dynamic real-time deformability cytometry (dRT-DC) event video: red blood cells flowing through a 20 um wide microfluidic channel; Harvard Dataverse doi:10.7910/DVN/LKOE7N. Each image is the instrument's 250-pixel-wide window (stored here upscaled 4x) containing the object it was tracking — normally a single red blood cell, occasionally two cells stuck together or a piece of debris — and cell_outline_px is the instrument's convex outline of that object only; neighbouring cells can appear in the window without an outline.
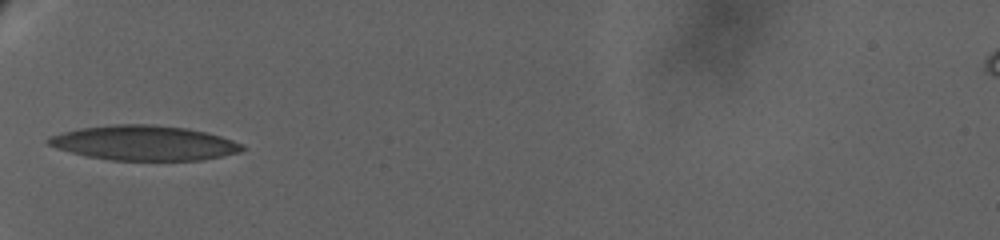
{"species": "human", "species_latin": "Homo sapiens", "temperature_condition": "warm", "stored_images_in_passage": 87, "camera_frame_rate_fps": 3000, "um_per_image_px": 0.085, "donor": {"sex": "female"}, "frame": {"image": 1, "passage_image": 1, "time_ms": 0.0, "image_size_px": [1000, 240], "cell_outline_px": [[244, 148], [240, 152], [200, 160], [112, 160], [88, 156], [56, 148], [48, 144], [44, 140], [48, 136], [80, 128], [116, 124], [156, 124], [188, 128], [220, 136], [244, 144]], "centroid_in_image_um": [12.24, 12.14], "position_along_channel_um": 72.8, "area_um2": 39.19}}
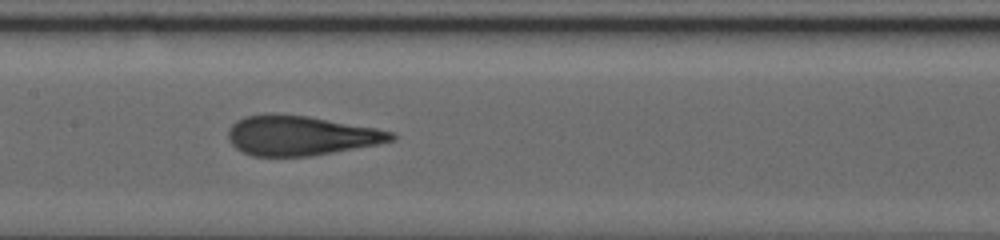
{"frame": {"image": 2, "passage_image": 26, "time_ms": 4.333, "image_size_px": [1000, 240], "cell_outline_px": [[396, 140], [376, 144], [332, 152], [308, 156], [252, 156], [236, 148], [228, 140], [228, 128], [236, 120], [248, 116], [264, 112], [272, 112], [308, 116], [376, 128], [392, 132], [396, 136]], "centroid_in_image_um": [25.5, 11.5], "position_along_channel_um": 181.9, "area_um2": 37.74}}
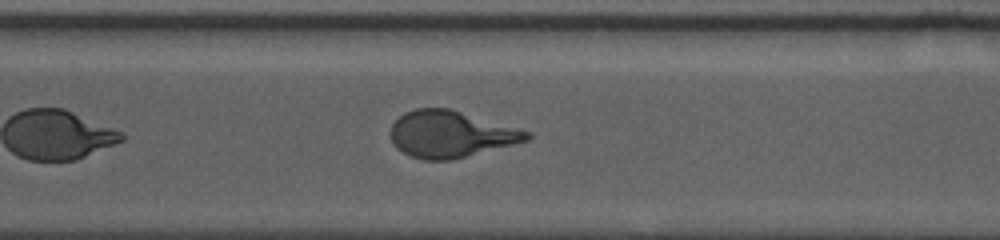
{"frame": {"image": 3, "passage_image": 55, "time_ms": 10.0, "image_size_px": [1000, 240], "cell_outline_px": [[532, 136], [528, 140], [452, 160], [424, 160], [412, 156], [396, 148], [392, 140], [392, 124], [404, 112], [416, 108], [448, 108], [532, 132]], "centroid_in_image_um": [38.31, 11.4], "position_along_channel_um": 332.3, "area_um2": 36.59}, "authors_computed_cell_mechanics": {"area_um2": 37.57, "velocity_mm_per_s": 2.6669, "shape_relaxation_time_tau1_ms": 8.4261, "shape_relaxation_time_tau2_ms": null, "deformation_change_tau1": 0.2592, "deformation_change_tau2": null}}